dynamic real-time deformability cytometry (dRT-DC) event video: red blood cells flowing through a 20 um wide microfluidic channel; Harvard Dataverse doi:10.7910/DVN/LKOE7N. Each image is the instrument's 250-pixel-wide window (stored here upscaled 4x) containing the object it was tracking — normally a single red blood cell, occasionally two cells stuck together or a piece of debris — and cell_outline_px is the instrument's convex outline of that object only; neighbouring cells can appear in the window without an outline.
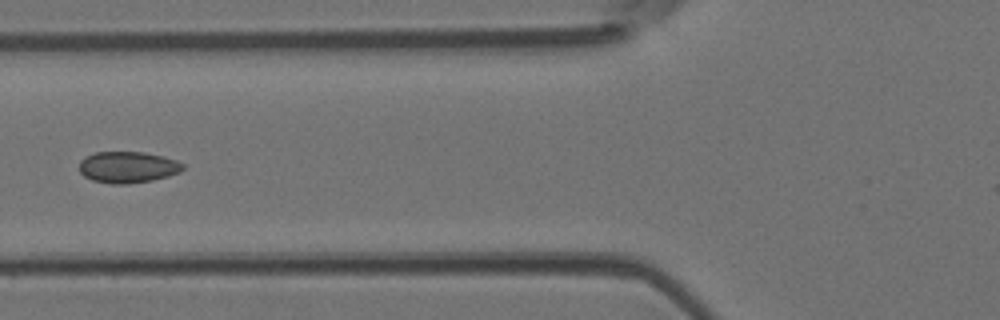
{"species": "Egyptian fruit bat (a non-hibernating species)", "species_latin": "Rousettus aegyptiacus", "temperature_condition": "room temperature", "stored_images_in_passage": 4, "camera_frame_rate_fps": 3000, "um_per_image_px": 0.085, "animal": {"sex": "female"}, "frame": {"image": 1, "passage_image": 3, "time_ms": 0.667, "image_size_px": [1000, 320], "cell_outline_px": [[184, 168], [180, 172], [168, 176], [152, 180], [128, 184], [112, 184], [92, 180], [84, 176], [80, 172], [80, 160], [96, 152], [144, 152], [164, 156], [176, 160], [184, 164]], "centroid_in_image_um": [10.88, 14.21], "position_along_channel_um": 114.9, "area_um2": 18.96}}
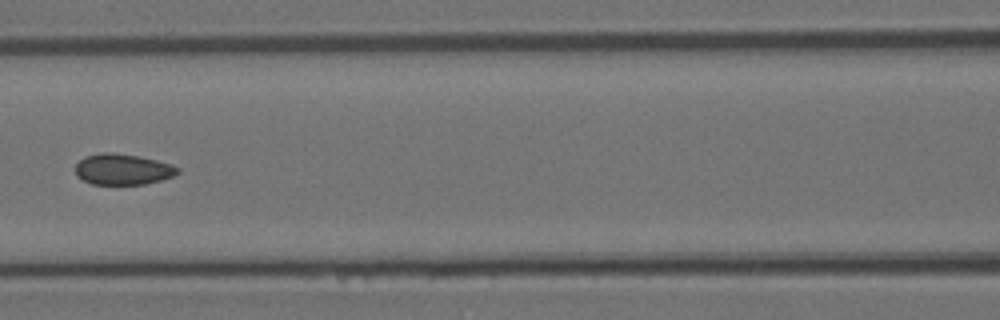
{"frame": {"image": 2, "passage_image": 4, "time_ms": 1.0, "image_size_px": [1000, 320], "cell_outline_px": [[180, 172], [172, 176], [160, 180], [144, 184], [92, 184], [76, 176], [76, 164], [84, 156], [104, 152], [108, 152], [140, 156], [172, 164], [180, 168]], "centroid_in_image_um": [10.44, 14.38], "position_along_channel_um": 156.2, "area_um2": 18.38}}